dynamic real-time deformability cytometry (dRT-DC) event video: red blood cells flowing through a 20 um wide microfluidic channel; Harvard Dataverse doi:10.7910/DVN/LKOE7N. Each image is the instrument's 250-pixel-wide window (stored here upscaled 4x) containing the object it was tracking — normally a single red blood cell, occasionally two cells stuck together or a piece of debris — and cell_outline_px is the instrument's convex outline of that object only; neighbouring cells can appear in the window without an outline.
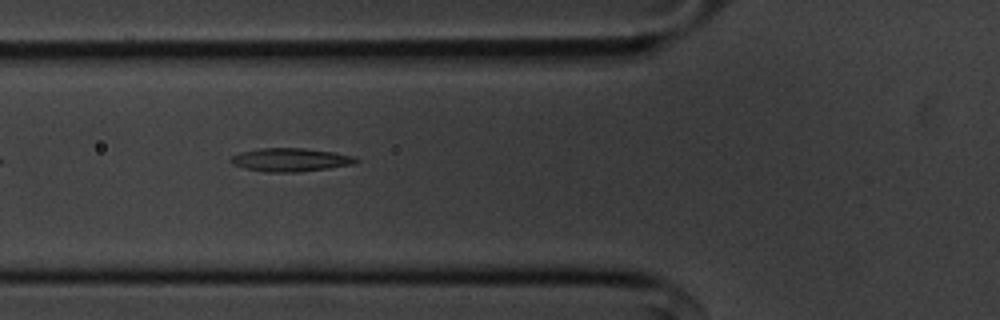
{"species": "common noctule bat (a hibernating species)", "species_latin": "Nyctalus noctula", "temperature_condition": "cold", "stored_images_in_passage": 23, "camera_frame_rate_fps": 3000, "um_per_image_px": 0.085, "animal": {"sex": "male", "body_mass_g": 20.1, "forearm_length_mm": 53.5}, "frame": {"image": 1, "passage_image": 3, "time_ms": 0.667, "image_size_px": [1000, 320], "cell_outline_px": [[360, 160], [352, 164], [328, 168], [300, 172], [264, 172], [244, 168], [232, 164], [228, 160], [232, 156], [240, 152], [260, 148], [304, 148], [332, 152], [352, 156]], "centroid_in_image_um": [24.63, 13.58], "position_along_channel_um": 101.2, "area_um2": 16.99}}
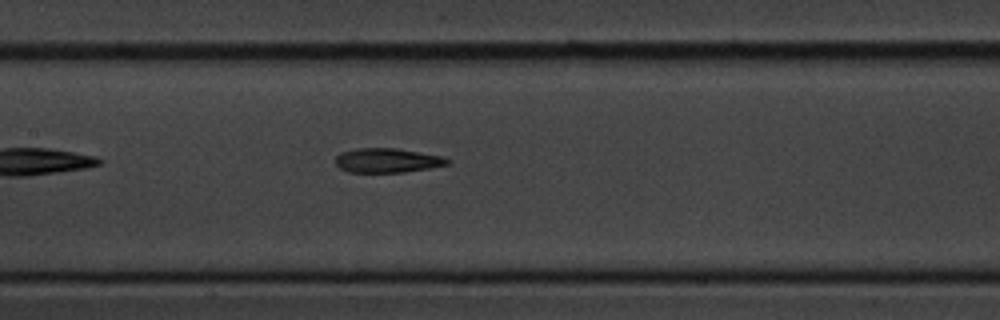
{"frame": {"image": 2, "passage_image": 9, "time_ms": 2.667, "image_size_px": [1000, 320], "cell_outline_px": [[448, 164], [428, 168], [404, 172], [348, 172], [340, 168], [336, 164], [336, 156], [340, 152], [360, 148], [396, 148], [444, 156], [448, 160]], "centroid_in_image_um": [32.9, 13.63], "position_along_channel_um": 174.5, "area_um2": 15.78}}
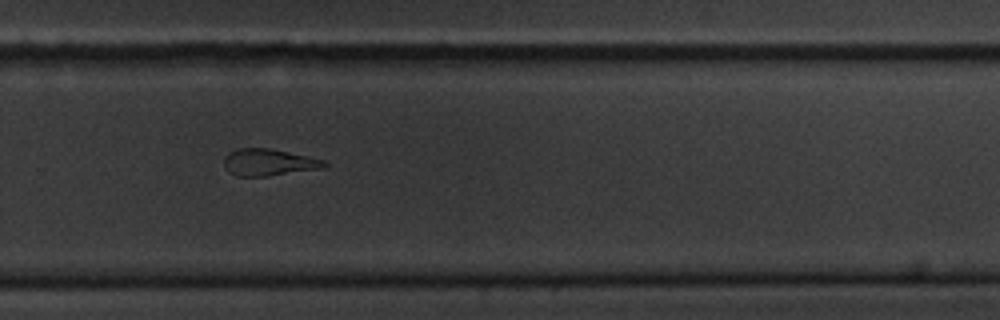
{"frame": {"image": 3, "passage_image": 20, "time_ms": 6.333, "image_size_px": [1000, 320], "cell_outline_px": [[328, 164], [320, 168], [268, 176], [236, 176], [228, 172], [224, 164], [224, 156], [228, 152], [236, 148], [268, 148], [308, 156], [324, 160]], "centroid_in_image_um": [22.77, 13.79], "position_along_channel_um": 307.0, "area_um2": 15.61}}